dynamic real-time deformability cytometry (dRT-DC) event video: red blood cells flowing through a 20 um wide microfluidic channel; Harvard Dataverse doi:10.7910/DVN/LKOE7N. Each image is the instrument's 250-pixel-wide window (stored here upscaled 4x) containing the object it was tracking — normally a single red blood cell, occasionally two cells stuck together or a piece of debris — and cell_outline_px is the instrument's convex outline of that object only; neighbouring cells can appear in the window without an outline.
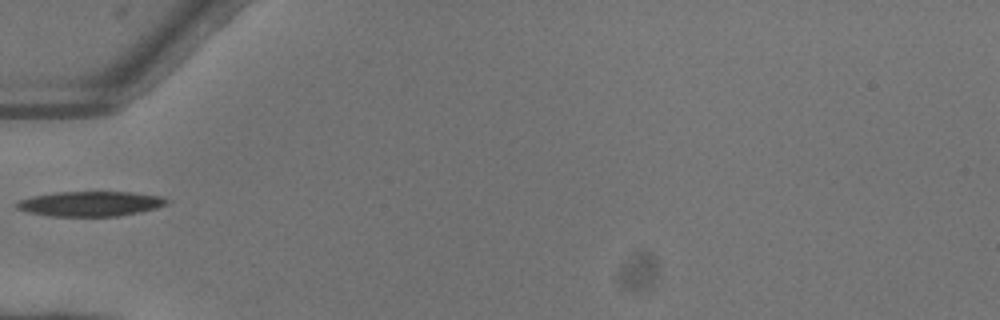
{"species": "common noctule bat (a hibernating species)", "species_latin": "Nyctalus noctula", "temperature_condition": "warm", "stored_images_in_passage": 34, "camera_frame_rate_fps": 3000, "um_per_image_px": 0.085, "animal": {"sex": "female"}, "frame": {"image": 1, "passage_image": 1, "time_ms": 0.0, "image_size_px": [1000, 320], "cell_outline_px": [[168, 204], [156, 208], [140, 212], [116, 216], [48, 216], [28, 212], [16, 208], [16, 204], [20, 200], [32, 196], [56, 192], [132, 192], [164, 196], [168, 200]], "centroid_in_image_um": [7.71, 17.31], "position_along_channel_um": 77.3, "area_um2": 21.85}}
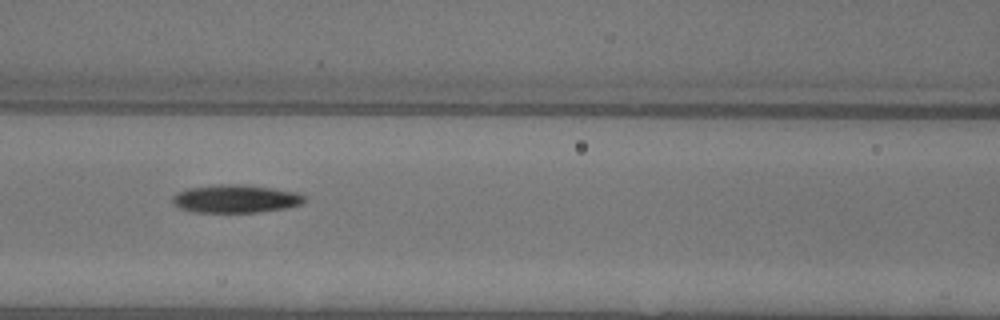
{"frame": {"image": 2, "passage_image": 6, "time_ms": 1.667, "image_size_px": [1000, 320], "cell_outline_px": [[308, 200], [304, 204], [284, 208], [256, 212], [192, 212], [180, 208], [172, 204], [172, 196], [176, 192], [188, 188], [220, 184], [244, 184], [300, 192]], "centroid_in_image_um": [20.04, 16.89], "position_along_channel_um": 146.6, "area_um2": 21.85}}